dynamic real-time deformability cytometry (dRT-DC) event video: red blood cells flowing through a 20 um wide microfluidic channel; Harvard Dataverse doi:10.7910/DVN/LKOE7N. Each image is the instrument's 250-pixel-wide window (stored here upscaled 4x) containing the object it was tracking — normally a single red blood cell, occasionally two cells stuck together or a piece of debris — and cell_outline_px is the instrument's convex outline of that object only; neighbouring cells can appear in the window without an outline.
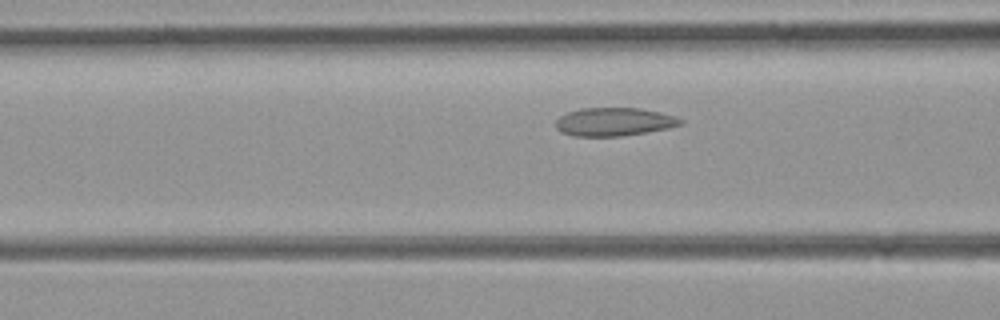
{"species": "common noctule bat (a hibernating species)", "species_latin": "Nyctalus noctula", "temperature_condition": "room temperature", "stored_images_in_passage": 31, "camera_frame_rate_fps": 3000, "um_per_image_px": 0.085, "animal": {"sex": "female", "body_mass_g": 21.9}, "frame": {"image": 1, "passage_image": 10, "time_ms": 3.0, "image_size_px": [1000, 320], "cell_outline_px": [[684, 124], [668, 128], [620, 136], [576, 136], [560, 132], [556, 128], [556, 120], [560, 116], [568, 112], [580, 108], [640, 108], [660, 112], [684, 120]], "centroid_in_image_um": [52.18, 10.35], "position_along_channel_um": 114.4, "area_um2": 20.46}}
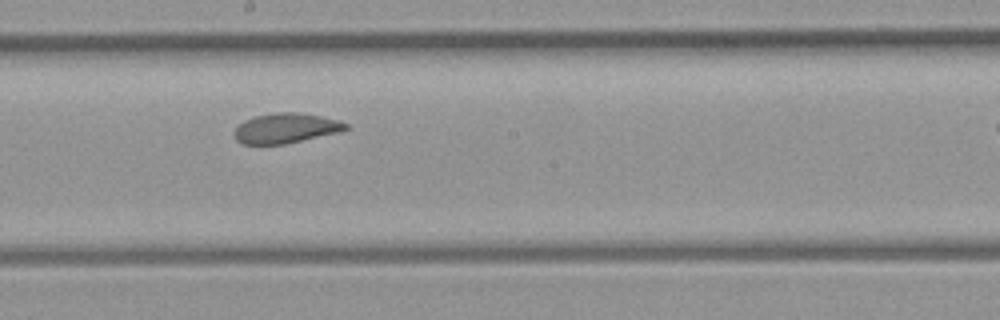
{"frame": {"image": 2, "passage_image": 18, "time_ms": 5.667, "image_size_px": [1000, 320], "cell_outline_px": [[348, 128], [340, 132], [284, 144], [244, 144], [236, 140], [236, 128], [244, 120], [252, 116], [276, 112], [296, 112], [320, 116], [340, 120], [348, 124]], "centroid_in_image_um": [24.31, 10.88], "position_along_channel_um": 223.9, "area_um2": 19.36}}
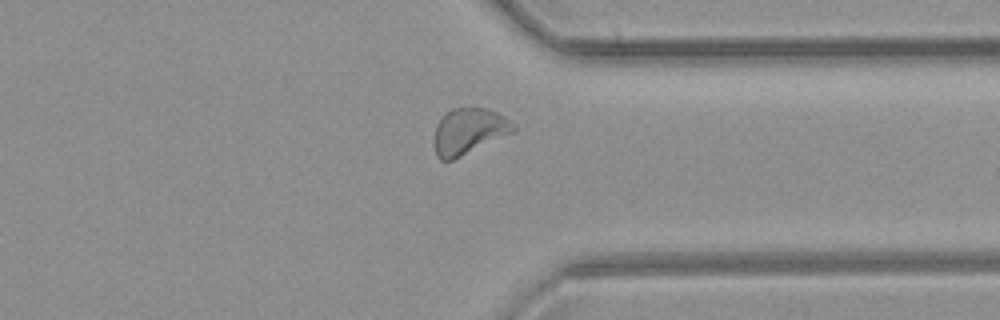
{"frame": {"image": 3, "passage_image": 29, "time_ms": 9.333, "image_size_px": [1000, 320], "cell_outline_px": [[516, 128], [512, 132], [452, 160], [440, 160], [436, 156], [436, 124], [452, 108], [488, 108], [504, 116]], "centroid_in_image_um": [39.84, 11.14], "position_along_channel_um": 371.6, "area_um2": 20.46}}